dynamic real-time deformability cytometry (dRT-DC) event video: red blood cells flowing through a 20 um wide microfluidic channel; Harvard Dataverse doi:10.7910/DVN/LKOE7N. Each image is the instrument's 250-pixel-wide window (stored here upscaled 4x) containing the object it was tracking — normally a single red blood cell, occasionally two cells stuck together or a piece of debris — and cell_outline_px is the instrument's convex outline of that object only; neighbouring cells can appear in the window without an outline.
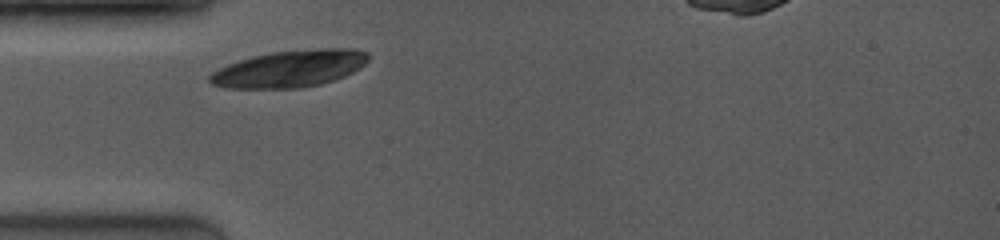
{"species": "common noctule bat (a hibernating species)", "species_latin": "Nyctalus noctula", "temperature_condition": "room temperature", "stored_images_in_passage": 2, "camera_frame_rate_fps": 4000, "um_per_image_px": 0.085, "animal": {"sex": "female", "body_mass_g": 19.0, "forearm_length_mm": 53.3}, "frame": {"image": 1, "passage_image": 1, "time_ms": 0.0, "image_size_px": [1000, 240], "cell_outline_px": [[368, 60], [360, 68], [344, 76], [320, 84], [300, 88], [224, 88], [212, 84], [208, 80], [208, 76], [212, 72], [228, 64], [240, 60], [272, 52], [324, 48], [348, 48], [368, 52]], "centroid_in_image_um": [24.62, 5.85], "position_along_channel_um": 60.4, "area_um2": 33.81}}